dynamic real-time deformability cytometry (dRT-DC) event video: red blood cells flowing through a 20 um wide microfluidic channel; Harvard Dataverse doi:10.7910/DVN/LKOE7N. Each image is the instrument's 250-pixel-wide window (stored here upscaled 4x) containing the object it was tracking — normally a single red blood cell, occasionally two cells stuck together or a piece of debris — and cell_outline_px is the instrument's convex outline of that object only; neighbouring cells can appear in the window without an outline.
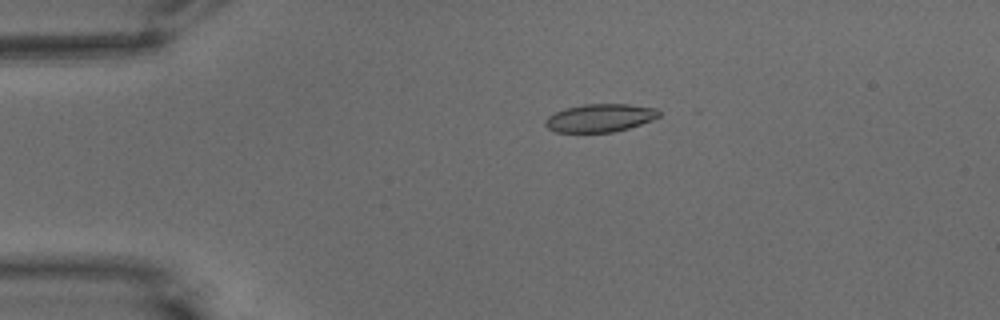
{"species": "common noctule bat (a hibernating species)", "species_latin": "Nyctalus noctula", "temperature_condition": "warm", "stored_images_in_passage": 46, "camera_frame_rate_fps": 3000, "um_per_image_px": 0.085, "animal": {"sex": "male", "body_mass_g": 15.6}, "frame": {"image": 1, "passage_image": 1, "time_ms": 0.0, "image_size_px": [1000, 320], "cell_outline_px": [[660, 116], [652, 120], [628, 128], [612, 132], [556, 132], [548, 128], [544, 124], [544, 120], [548, 116], [564, 108], [584, 104], [628, 104], [656, 108], [660, 112]], "centroid_in_image_um": [50.98, 10.02], "position_along_channel_um": 34.0, "area_um2": 18.55}}
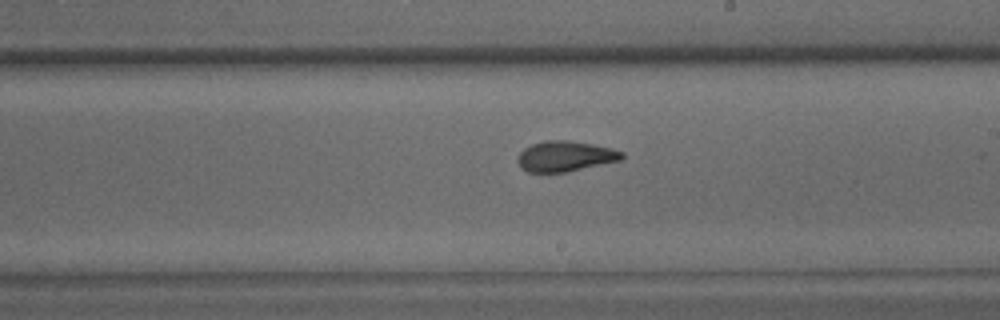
{"frame": {"image": 2, "passage_image": 22, "time_ms": 7.0, "image_size_px": [1000, 320], "cell_outline_px": [[624, 156], [620, 160], [564, 172], [528, 172], [520, 168], [516, 160], [520, 152], [524, 148], [532, 144], [544, 140], [568, 140], [592, 144], [612, 148], [624, 152]], "centroid_in_image_um": [48.01, 13.27], "position_along_channel_um": 241.0, "area_um2": 18.44}}
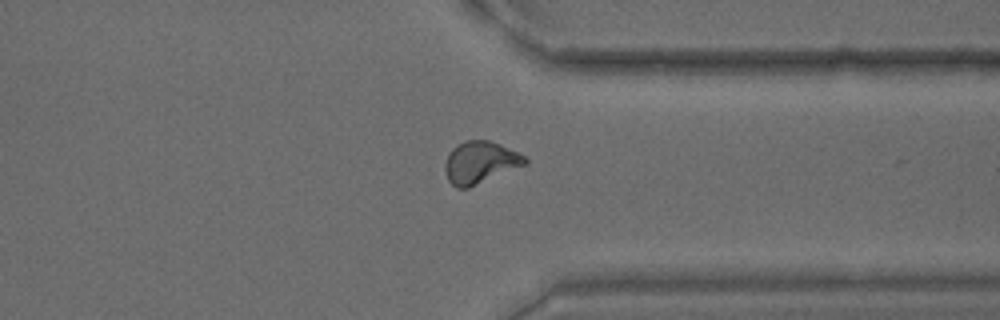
{"frame": {"image": 3, "passage_image": 33, "time_ms": 10.667, "image_size_px": [1000, 320], "cell_outline_px": [[528, 164], [468, 188], [456, 188], [448, 180], [444, 168], [444, 164], [448, 152], [456, 144], [464, 140], [488, 140], [500, 144], [524, 156], [528, 160]], "centroid_in_image_um": [40.79, 13.8], "position_along_channel_um": 370.6, "area_um2": 19.77}, "authors_computed_cell_mechanics": {"area_um2": 18.9006, "velocity_mm_per_s": 3.5648, "shape_relaxation_time_tau1_ms": null, "shape_relaxation_time_tau2_ms": 1.5468, "deformation_change_tau1": null, "deformation_change_tau2": 0.0812}}